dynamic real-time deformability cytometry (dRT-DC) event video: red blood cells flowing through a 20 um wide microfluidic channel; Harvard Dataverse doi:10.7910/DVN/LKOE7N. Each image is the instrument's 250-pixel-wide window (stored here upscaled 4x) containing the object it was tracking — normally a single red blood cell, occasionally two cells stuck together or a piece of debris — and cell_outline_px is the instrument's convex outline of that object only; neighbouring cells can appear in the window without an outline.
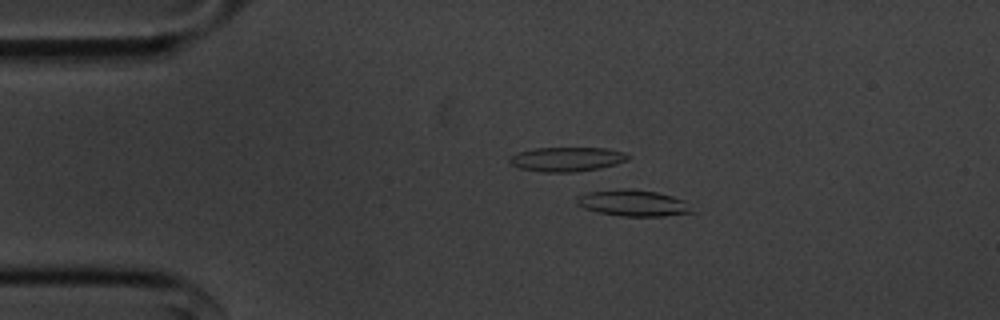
{"species": "common noctule bat (a hibernating species)", "species_latin": "Nyctalus noctula", "temperature_condition": "cold", "stored_images_in_passage": 49, "camera_frame_rate_fps": 3000, "um_per_image_px": 0.085, "animal": {"sex": "male", "body_mass_g": 20.1, "forearm_length_mm": 53.5}, "frame": {"image": 1, "passage_image": 4, "time_ms": 1.0, "image_size_px": [1000, 320], "cell_outline_px": [[696, 212], [664, 216], [620, 216], [596, 212], [584, 208], [576, 204], [576, 196], [588, 192], [616, 188], [632, 188], [656, 192], [672, 196], [684, 200]], "centroid_in_image_um": [53.79, 17.25], "position_along_channel_um": 31.2, "area_um2": 17.98}}
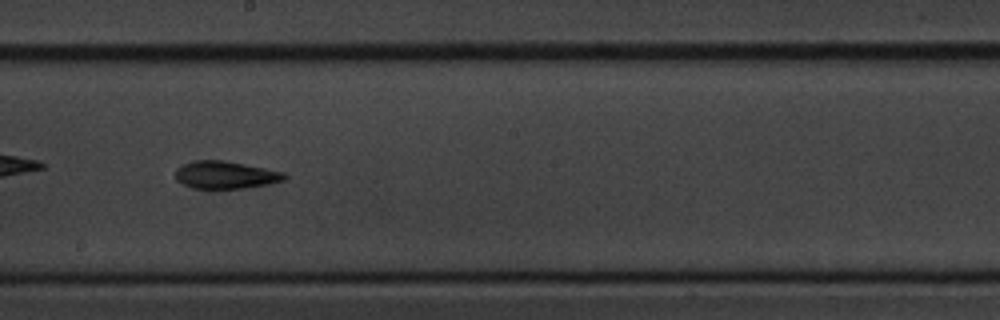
{"frame": {"image": 2, "passage_image": 24, "time_ms": 7.667, "image_size_px": [1000, 320], "cell_outline_px": [[288, 176], [284, 180], [268, 184], [244, 188], [192, 188], [176, 180], [176, 168], [184, 164], [196, 160], [220, 160], [244, 164], [284, 172]], "centroid_in_image_um": [19.17, 14.87], "position_along_channel_um": 229.0, "area_um2": 17.28}}
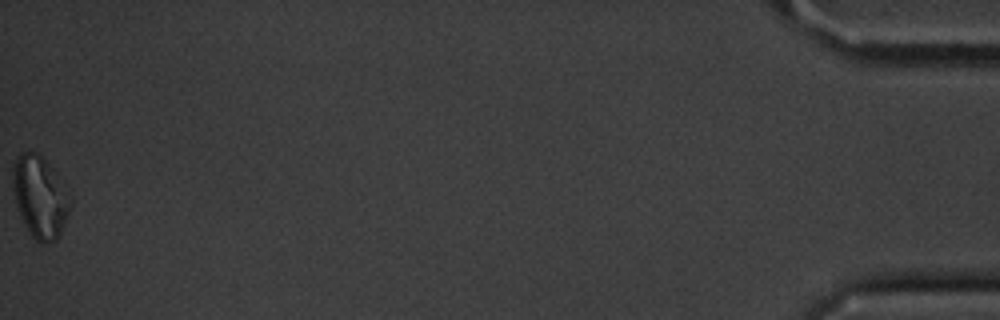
{"frame": {"image": 3, "passage_image": 49, "time_ms": 16.0, "image_size_px": [1000, 320], "cell_outline_px": [[72, 204], [60, 236], [56, 240], [44, 244], [40, 244], [28, 232], [24, 224], [16, 204], [12, 184], [12, 164], [20, 152], [36, 152], [52, 168], [72, 196]], "centroid_in_image_um": [3.41, 16.76], "position_along_channel_um": 431.8, "area_um2": 27.69}, "authors_computed_cell_mechanics": {"area_um2": 17.5134, "velocity_mm_per_s": 3.6252, "shape_relaxation_time_tau1_ms": 7.4726, "shape_relaxation_time_tau2_ms": 4.4082, "deformation_change_tau1": 0.163, "deformation_change_tau2": 0.1143}}